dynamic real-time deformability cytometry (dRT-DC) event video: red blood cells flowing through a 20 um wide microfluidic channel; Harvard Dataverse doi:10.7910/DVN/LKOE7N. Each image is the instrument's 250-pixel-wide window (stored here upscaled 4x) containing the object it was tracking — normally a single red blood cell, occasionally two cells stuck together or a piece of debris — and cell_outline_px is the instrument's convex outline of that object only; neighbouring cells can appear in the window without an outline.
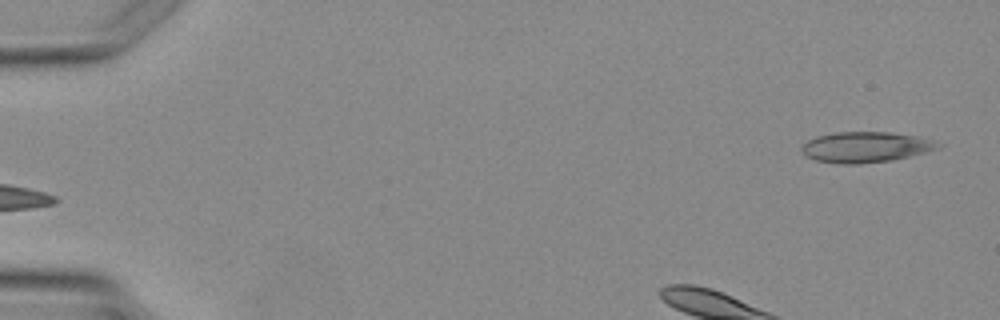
{"species": "Egyptian fruit bat (a non-hibernating species)", "species_latin": "Rousettus aegyptiacus", "temperature_condition": "warm", "stored_images_in_passage": 4, "camera_frame_rate_fps": 3000, "um_per_image_px": 0.085, "animal": {"sex": "female"}, "frame": {"image": 1, "passage_image": 1, "time_ms": 0.0, "image_size_px": [1000, 320], "cell_outline_px": [[944, 144], [940, 148], [892, 160], [860, 164], [840, 164], [816, 160], [808, 156], [800, 148], [808, 140], [816, 136], [836, 132], [892, 132], [920, 136], [936, 140]], "centroid_in_image_um": [73.64, 12.49], "position_along_channel_um": 11.4, "area_um2": 24.45}}